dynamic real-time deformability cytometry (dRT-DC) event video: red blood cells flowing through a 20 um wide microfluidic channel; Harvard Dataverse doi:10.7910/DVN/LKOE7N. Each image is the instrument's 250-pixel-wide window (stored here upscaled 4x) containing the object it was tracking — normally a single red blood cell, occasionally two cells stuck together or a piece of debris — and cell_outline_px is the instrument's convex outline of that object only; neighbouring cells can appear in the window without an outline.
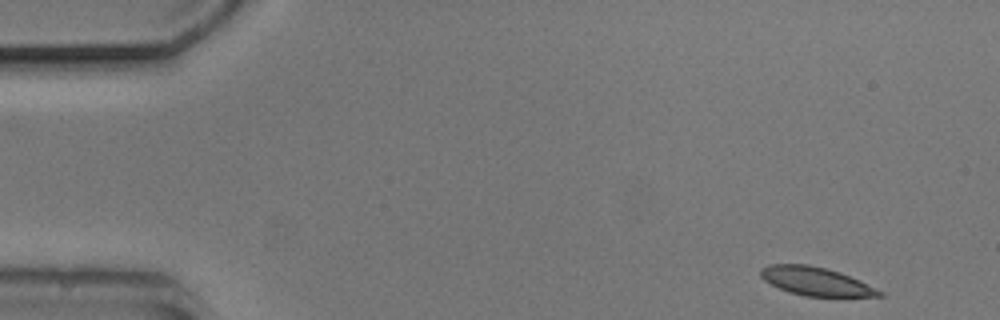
{"species": "common noctule bat (a hibernating species)", "species_latin": "Nyctalus noctula", "temperature_condition": "cold", "stored_images_in_passage": 7, "camera_frame_rate_fps": 3000, "um_per_image_px": 0.085, "animal": {"sex": "male", "body_mass_g": 20.5, "forearm_length_mm": 52.5}, "frame": {"image": 1, "passage_image": 1, "time_ms": 0.0, "image_size_px": [1000, 320], "cell_outline_px": [[884, 296], [804, 296], [788, 292], [764, 280], [760, 276], [760, 268], [768, 264], [808, 264], [840, 272], [860, 280], [884, 292]], "centroid_in_image_um": [69.33, 23.9], "position_along_channel_um": 15.7, "area_um2": 19.59}}